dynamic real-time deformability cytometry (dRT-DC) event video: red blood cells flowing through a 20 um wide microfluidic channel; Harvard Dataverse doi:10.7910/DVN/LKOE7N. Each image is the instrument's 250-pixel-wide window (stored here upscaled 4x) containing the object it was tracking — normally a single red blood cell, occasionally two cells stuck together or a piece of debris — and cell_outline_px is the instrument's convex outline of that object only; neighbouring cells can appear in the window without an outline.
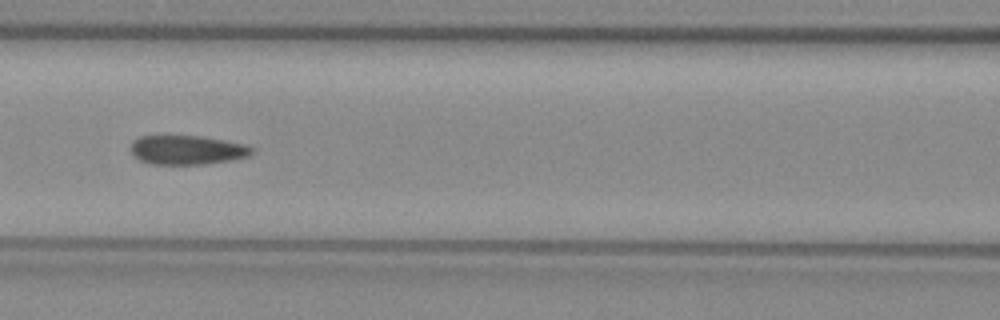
{"species": "common noctule bat (a hibernating species)", "species_latin": "Nyctalus noctula", "temperature_condition": "warm", "stored_images_in_passage": 26, "camera_frame_rate_fps": 3000, "um_per_image_px": 0.085, "animal": {"sex": "female", "body_mass_g": 29.2, "forearm_length_mm": 56.3}, "frame": {"image": 1, "passage_image": 12, "time_ms": 3.667, "image_size_px": [1000, 320], "cell_outline_px": [[252, 152], [248, 156], [232, 160], [208, 164], [148, 164], [132, 156], [132, 140], [140, 136], [200, 136], [224, 140], [244, 144], [252, 148]], "centroid_in_image_um": [15.87, 12.75], "position_along_channel_um": 150.7, "area_um2": 20.58}}